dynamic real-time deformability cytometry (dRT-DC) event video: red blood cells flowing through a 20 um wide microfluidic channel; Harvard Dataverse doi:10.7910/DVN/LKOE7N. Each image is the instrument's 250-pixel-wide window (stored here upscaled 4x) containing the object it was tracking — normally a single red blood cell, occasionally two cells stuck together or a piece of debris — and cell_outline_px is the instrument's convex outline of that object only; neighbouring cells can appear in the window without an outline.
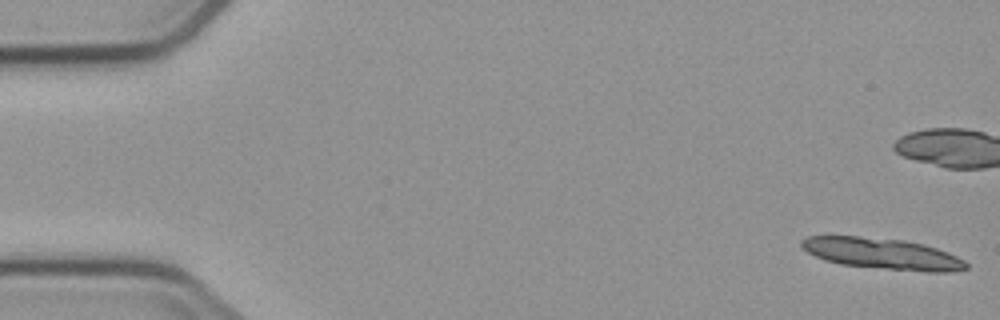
{"species": "common noctule bat (a hibernating species)", "species_latin": "Nyctalus noctula", "temperature_condition": "cold", "stored_images_in_passage": 5, "camera_frame_rate_fps": 3000, "um_per_image_px": 0.085, "animal": {"sex": "male", "body_mass_g": 23.1, "forearm_length_mm": 52.7}, "frame": {"image": 1, "passage_image": 1, "time_ms": 0.0, "image_size_px": [1000, 320], "cell_outline_px": [[968, 268], [952, 272], [928, 272], [840, 264], [824, 260], [808, 252], [800, 244], [800, 240], [808, 236], [860, 236], [904, 240], [924, 244], [948, 252], [964, 260], [968, 264]], "centroid_in_image_um": [75.02, 21.55], "position_along_channel_um": 10.0, "area_um2": 29.77}}